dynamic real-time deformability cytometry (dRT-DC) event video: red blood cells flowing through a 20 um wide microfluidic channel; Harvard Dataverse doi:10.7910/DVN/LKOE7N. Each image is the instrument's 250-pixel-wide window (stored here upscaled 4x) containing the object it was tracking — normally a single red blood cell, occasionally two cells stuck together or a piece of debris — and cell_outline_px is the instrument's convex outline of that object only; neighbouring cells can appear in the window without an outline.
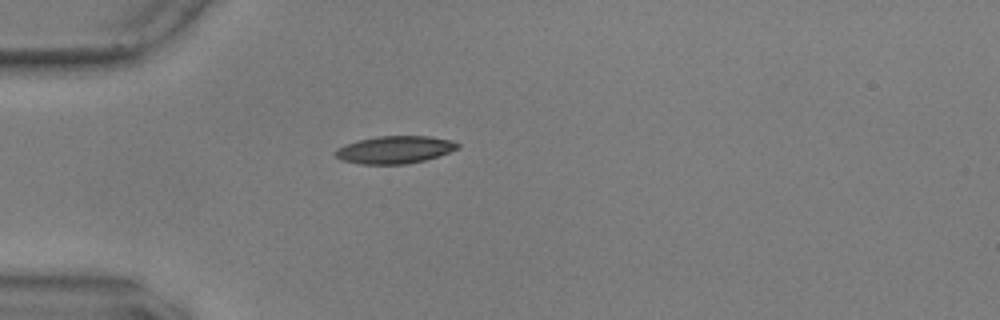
{"species": "common noctule bat (a hibernating species)", "species_latin": "Nyctalus noctula", "temperature_condition": "warm", "stored_images_in_passage": 41, "camera_frame_rate_fps": 3000, "um_per_image_px": 0.085, "animal": {"sex": "male", "body_mass_g": 17.9, "forearm_length_mm": 54.2}, "frame": {"image": 1, "passage_image": 1, "time_ms": 0.0, "image_size_px": [1000, 320], "cell_outline_px": [[460, 148], [424, 160], [408, 164], [360, 164], [340, 160], [332, 152], [336, 148], [344, 144], [376, 136], [428, 136], [452, 140], [460, 144]], "centroid_in_image_um": [33.51, 12.72], "position_along_channel_um": 51.5, "area_um2": 19.71}}
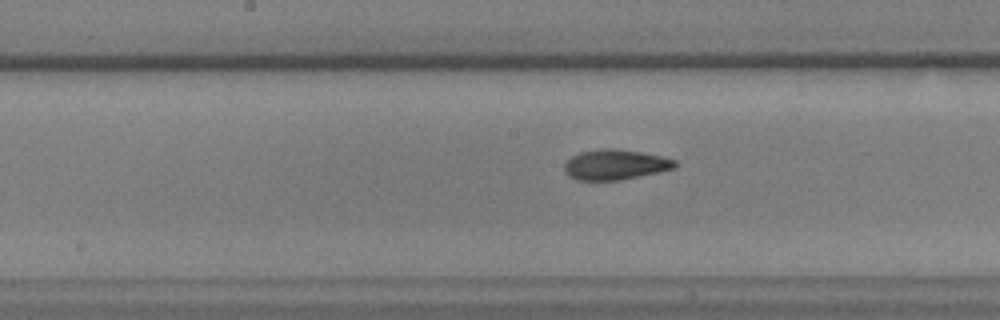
{"frame": {"image": 2, "passage_image": 14, "time_ms": 4.333, "image_size_px": [1000, 320], "cell_outline_px": [[676, 168], [620, 180], [576, 180], [568, 176], [564, 172], [564, 164], [572, 156], [580, 152], [600, 148], [612, 148], [640, 152], [664, 156], [676, 160]], "centroid_in_image_um": [52.28, 13.99], "position_along_channel_um": 195.9, "area_um2": 19.54}}
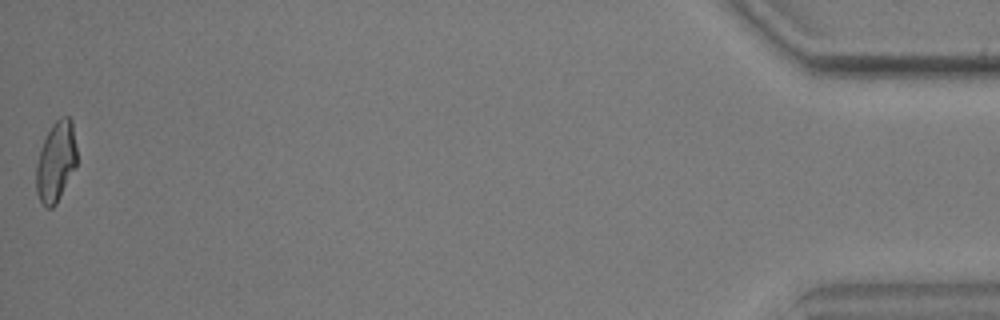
{"frame": {"image": 3, "passage_image": 41, "time_ms": 13.333, "image_size_px": [1000, 320], "cell_outline_px": [[76, 168], [56, 204], [52, 208], [48, 208], [40, 200], [36, 192], [36, 164], [44, 140], [52, 124], [60, 116], [68, 116], [72, 120], [76, 148]], "centroid_in_image_um": [4.76, 13.74], "position_along_channel_um": 430.4, "area_um2": 18.96}, "authors_computed_cell_mechanics": {"area_um2": 19.5364, "velocity_mm_per_s": 3.6047, "shape_relaxation_time_tau1_ms": 7.5376, "shape_relaxation_time_tau2_ms": 2.7747, "deformation_change_tau1": 0.2025, "deformation_change_tau2": 0.0944}}